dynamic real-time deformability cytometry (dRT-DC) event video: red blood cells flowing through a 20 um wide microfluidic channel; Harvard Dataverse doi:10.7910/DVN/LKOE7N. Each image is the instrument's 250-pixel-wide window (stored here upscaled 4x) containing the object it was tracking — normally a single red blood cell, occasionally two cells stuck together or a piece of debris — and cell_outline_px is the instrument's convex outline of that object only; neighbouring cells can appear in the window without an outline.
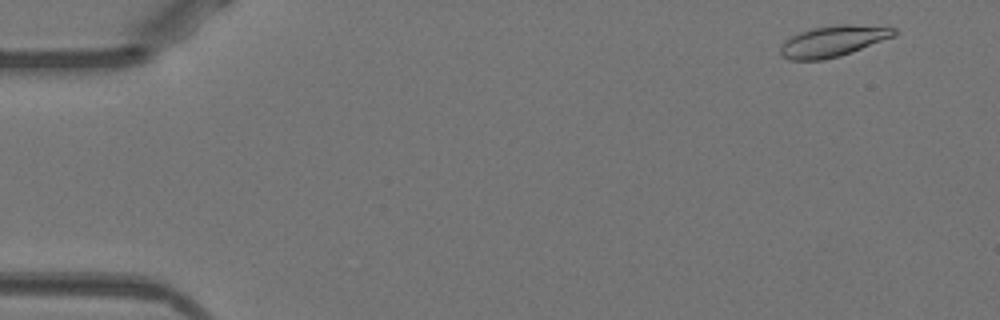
{"species": "Egyptian fruit bat (a non-hibernating species)", "species_latin": "Rousettus aegyptiacus", "temperature_condition": "warm", "stored_images_in_passage": 51, "camera_frame_rate_fps": 3000, "um_per_image_px": 0.085, "animal": {"sex": "female"}, "frame": {"image": 1, "passage_image": 3, "time_ms": 0.667, "image_size_px": [1000, 320], "cell_outline_px": [[896, 36], [852, 52], [840, 56], [820, 60], [788, 60], [780, 56], [780, 44], [784, 40], [800, 32], [812, 28], [836, 24], [852, 24], [896, 28]], "centroid_in_image_um": [70.79, 3.5], "position_along_channel_um": 14.2, "area_um2": 20.75}}
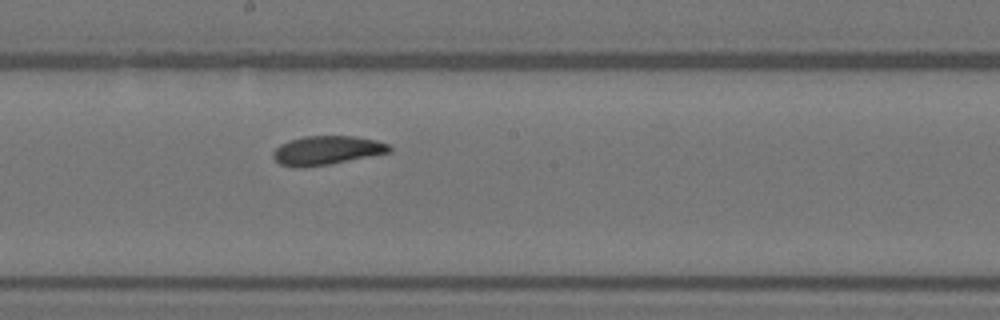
{"frame": {"image": 2, "passage_image": 28, "time_ms": 9.0, "image_size_px": [1000, 320], "cell_outline_px": [[392, 152], [328, 164], [304, 168], [296, 168], [280, 164], [272, 156], [272, 152], [280, 144], [288, 140], [304, 136], [352, 136], [376, 140], [388, 144], [392, 148]], "centroid_in_image_um": [27.75, 12.78], "position_along_channel_um": 220.4, "area_um2": 19.65}}
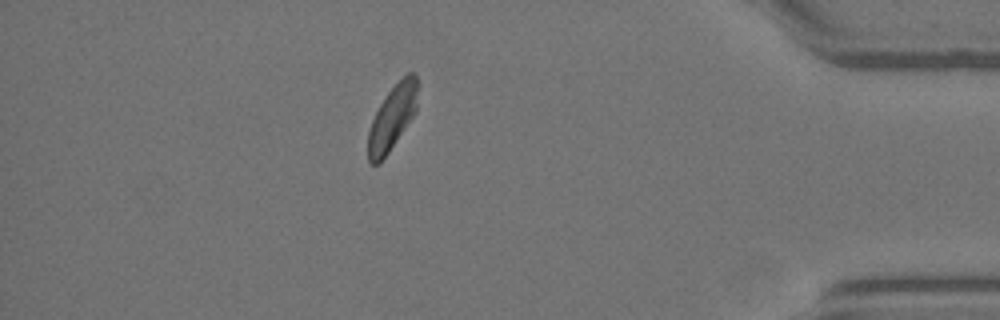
{"frame": {"image": 3, "passage_image": 45, "time_ms": 14.667, "image_size_px": [1000, 320], "cell_outline_px": [[416, 112], [380, 164], [372, 164], [368, 160], [368, 132], [372, 120], [380, 104], [388, 92], [408, 72], [412, 72], [416, 76]], "centroid_in_image_um": [33.32, 10.04], "position_along_channel_um": 401.9, "area_um2": 18.21}, "authors_computed_cell_mechanics": {"area_um2": 19.8254, "velocity_mm_per_s": 3.9215, "shape_relaxation_time_tau1_ms": 4.7318, "shape_relaxation_time_tau2_ms": 2.287, "deformation_change_tau1": 0.1365, "deformation_change_tau2": 0.075}}